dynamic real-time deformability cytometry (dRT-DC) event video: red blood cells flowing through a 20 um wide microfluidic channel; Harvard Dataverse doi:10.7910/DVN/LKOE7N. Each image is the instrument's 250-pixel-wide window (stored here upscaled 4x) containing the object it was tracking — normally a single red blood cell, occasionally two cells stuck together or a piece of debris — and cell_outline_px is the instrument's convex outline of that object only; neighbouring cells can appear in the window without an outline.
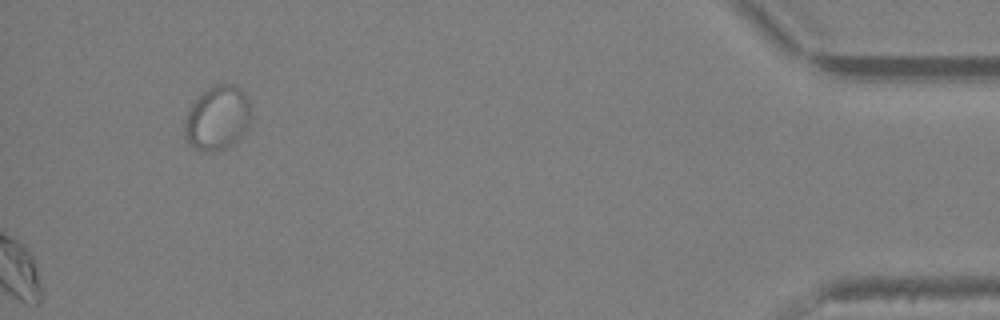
{"species": "Egyptian fruit bat (a non-hibernating species)", "species_latin": "Rousettus aegyptiacus", "temperature_condition": "warm", "stored_images_in_passage": 33, "segment_of_instrument_passage": [2, 2], "camera_frame_rate_fps": 3000, "um_per_image_px": 0.085, "animal": {"sex": "female"}, "frame": {"image": 1, "passage_image": 33, "time_ms": 10.667, "image_size_px": [1000, 320], "cell_outline_px": [[248, 128], [232, 144], [224, 148], [208, 152], [204, 152], [188, 144], [184, 136], [184, 120], [196, 96], [212, 84], [232, 84], [240, 88], [248, 100]], "centroid_in_image_um": [18.42, 10.01], "position_along_channel_um": 416.8, "area_um2": 24.74}}